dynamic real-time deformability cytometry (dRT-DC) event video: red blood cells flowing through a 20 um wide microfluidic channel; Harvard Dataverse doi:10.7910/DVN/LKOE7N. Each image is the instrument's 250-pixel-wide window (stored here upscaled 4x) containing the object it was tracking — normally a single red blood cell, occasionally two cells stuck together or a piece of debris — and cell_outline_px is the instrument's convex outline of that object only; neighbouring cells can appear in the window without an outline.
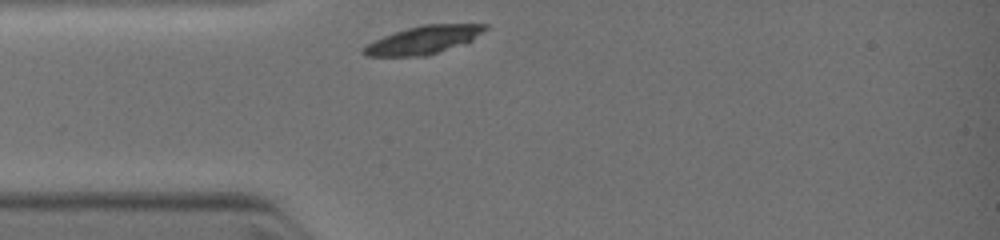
{"species": "common noctule bat (a hibernating species)", "species_latin": "Nyctalus noctula", "temperature_condition": "warm", "stored_images_in_passage": 1, "camera_frame_rate_fps": 3000, "um_per_image_px": 0.085, "animal": {"sex": "female", "body_mass_g": 19.0, "forearm_length_mm": 51.5}, "frame": {"image": 1, "passage_image": 1, "time_ms": 0.0, "image_size_px": [1000, 240], "cell_outline_px": [[488, 28], [484, 32], [472, 40], [424, 56], [364, 56], [360, 52], [360, 48], [384, 36], [408, 28], [424, 24], [488, 24]], "centroid_in_image_um": [35.97, 3.39], "position_along_channel_um": 49.0, "area_um2": 19.54}}